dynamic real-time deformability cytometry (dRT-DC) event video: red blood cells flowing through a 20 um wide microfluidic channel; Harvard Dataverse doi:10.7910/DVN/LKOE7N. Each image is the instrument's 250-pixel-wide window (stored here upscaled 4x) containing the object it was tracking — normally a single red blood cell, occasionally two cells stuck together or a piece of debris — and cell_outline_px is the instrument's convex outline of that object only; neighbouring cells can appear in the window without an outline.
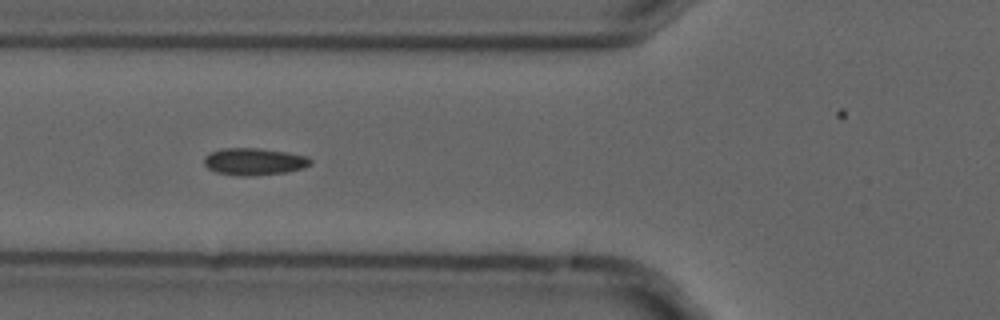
{"species": "common noctule bat (a hibernating species)", "species_latin": "Nyctalus noctula", "temperature_condition": "cold", "stored_images_in_passage": 12, "camera_frame_rate_fps": 3000, "um_per_image_px": 0.085, "animal": {"sex": "male", "forearm_length_mm": 52.5}, "frame": {"image": 1, "passage_image": 4, "time_ms": 1.0, "image_size_px": [1000, 320], "cell_outline_px": [[312, 164], [304, 168], [288, 172], [248, 176], [236, 176], [216, 172], [208, 168], [204, 164], [204, 156], [212, 152], [224, 148], [260, 148], [288, 152], [308, 156], [312, 160]], "centroid_in_image_um": [21.64, 13.74], "position_along_channel_um": 104.2, "area_um2": 16.99}}
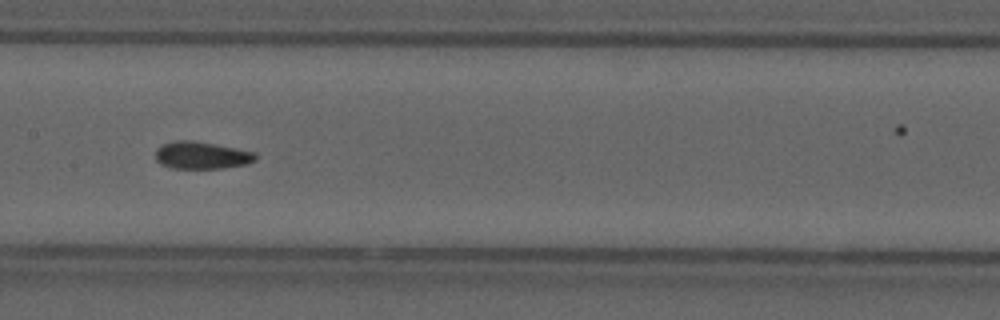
{"frame": {"image": 2, "passage_image": 6, "time_ms": 1.667, "image_size_px": [1000, 320], "cell_outline_px": [[256, 160], [248, 164], [224, 168], [172, 168], [160, 164], [156, 160], [156, 148], [164, 144], [176, 140], [192, 140], [236, 148], [256, 152]], "centroid_in_image_um": [17.15, 13.2], "position_along_channel_um": 190.3, "area_um2": 15.95}}
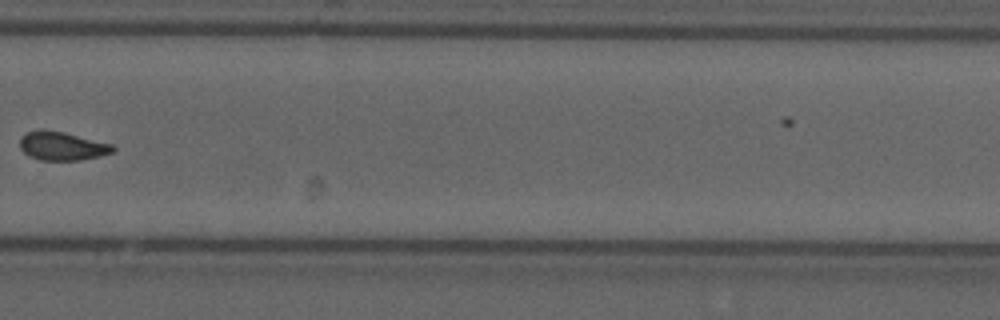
{"frame": {"image": 3, "passage_image": 9, "time_ms": 2.667, "image_size_px": [1000, 320], "cell_outline_px": [[116, 148], [112, 152], [100, 156], [80, 160], [40, 160], [28, 156], [20, 148], [20, 136], [28, 132], [40, 128], [64, 132], [112, 144]], "centroid_in_image_um": [5.25, 12.4], "position_along_channel_um": 324.6, "area_um2": 15.61}}